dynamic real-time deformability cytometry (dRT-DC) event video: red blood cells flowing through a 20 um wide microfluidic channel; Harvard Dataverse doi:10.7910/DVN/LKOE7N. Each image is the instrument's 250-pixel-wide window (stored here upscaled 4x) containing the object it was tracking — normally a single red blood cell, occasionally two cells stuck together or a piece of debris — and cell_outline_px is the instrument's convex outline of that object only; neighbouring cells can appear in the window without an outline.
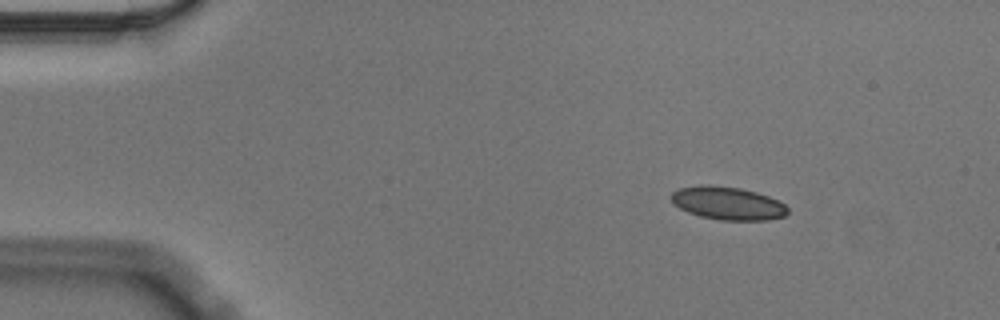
{"species": "Egyptian fruit bat (a non-hibernating species)", "species_latin": "Rousettus aegyptiacus", "temperature_condition": "cold", "stored_images_in_passage": 55, "camera_frame_rate_fps": 3000, "um_per_image_px": 0.085, "animal": {"sex": "male"}, "frame": {"image": 1, "passage_image": 7, "time_ms": 2.0, "image_size_px": [1000, 320], "cell_outline_px": [[788, 212], [784, 216], [768, 220], [720, 220], [700, 216], [688, 212], [672, 204], [672, 192], [680, 188], [700, 184], [708, 184], [740, 188], [756, 192], [768, 196], [784, 204], [788, 208]], "centroid_in_image_um": [61.84, 17.27], "position_along_channel_um": 23.2, "area_um2": 22.43}}
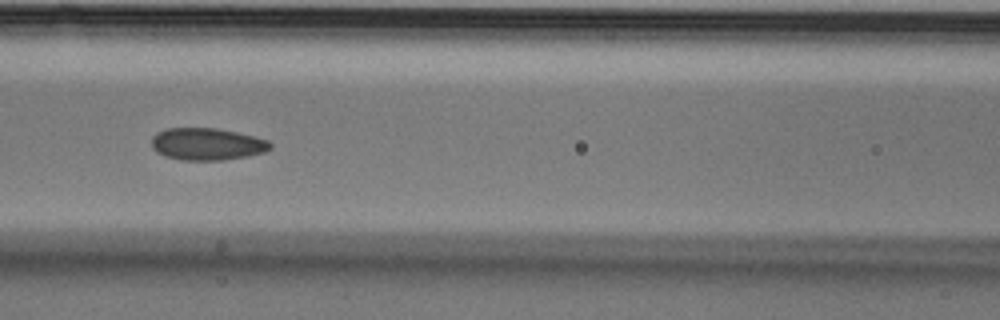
{"frame": {"image": 2, "passage_image": 24, "time_ms": 7.667, "image_size_px": [1000, 320], "cell_outline_px": [[272, 148], [264, 152], [248, 156], [224, 160], [180, 160], [164, 156], [156, 152], [152, 148], [152, 136], [156, 132], [168, 128], [216, 128], [236, 132], [268, 140], [272, 144]], "centroid_in_image_um": [17.58, 12.25], "position_along_channel_um": 149.0, "area_um2": 22.37}}
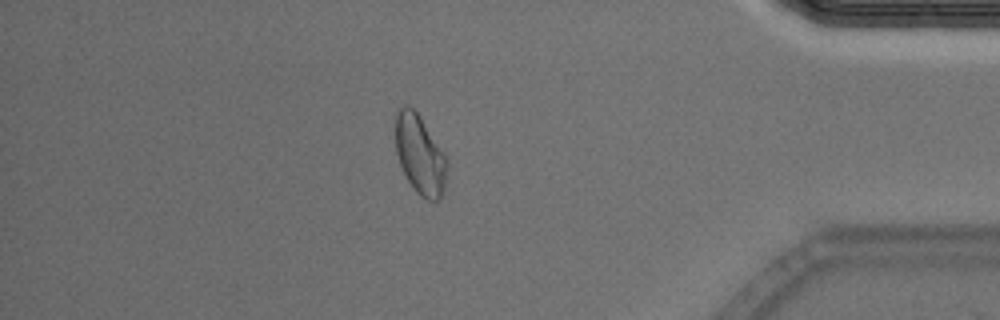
{"frame": {"image": 3, "passage_image": 48, "time_ms": 15.667, "image_size_px": [1000, 320], "cell_outline_px": [[448, 168], [444, 188], [440, 200], [428, 200], [420, 196], [416, 192], [408, 180], [400, 164], [396, 152], [396, 112], [404, 104], [408, 104], [420, 116], [448, 160]], "centroid_in_image_um": [35.71, 13.16], "position_along_channel_um": 399.5, "area_um2": 23.7}, "authors_computed_cell_mechanics": {"area_um2": 22.3686, "velocity_mm_per_s": 3.5575, "shape_relaxation_time_tau1_ms": null, "shape_relaxation_time_tau2_ms": 2.1931, "deformation_change_tau1": null, "deformation_change_tau2": 0.0658}}